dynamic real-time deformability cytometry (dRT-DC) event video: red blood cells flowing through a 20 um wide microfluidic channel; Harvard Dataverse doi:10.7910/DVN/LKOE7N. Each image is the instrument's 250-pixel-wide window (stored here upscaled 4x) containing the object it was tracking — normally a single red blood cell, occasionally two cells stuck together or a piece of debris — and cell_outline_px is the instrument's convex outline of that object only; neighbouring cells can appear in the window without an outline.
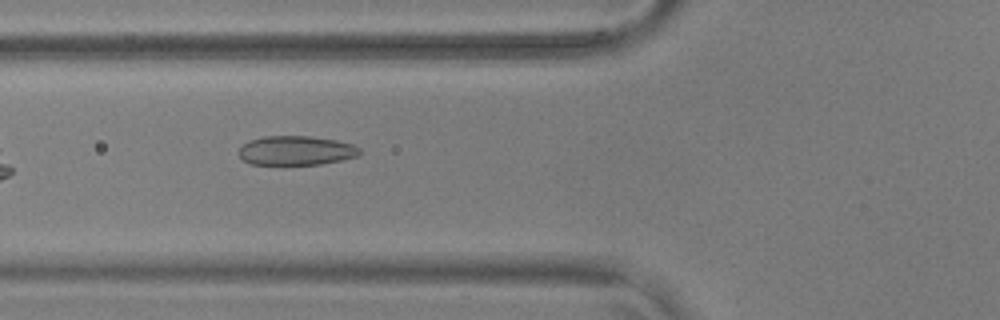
{"species": "common noctule bat (a hibernating species)", "species_latin": "Nyctalus noctula", "temperature_condition": "warm", "stored_images_in_passage": 38, "camera_frame_rate_fps": 3000, "um_per_image_px": 0.085, "animal": {"sex": "male", "body_mass_g": 17.9, "forearm_length_mm": 54.2}, "frame": {"image": 1, "passage_image": 4, "time_ms": 1.0, "image_size_px": [1000, 320], "cell_outline_px": [[360, 156], [320, 164], [252, 164], [244, 160], [240, 156], [240, 148], [248, 140], [264, 136], [312, 136], [336, 140], [352, 144], [360, 148]], "centroid_in_image_um": [25.19, 12.78], "position_along_channel_um": 100.6, "area_um2": 20.52}}
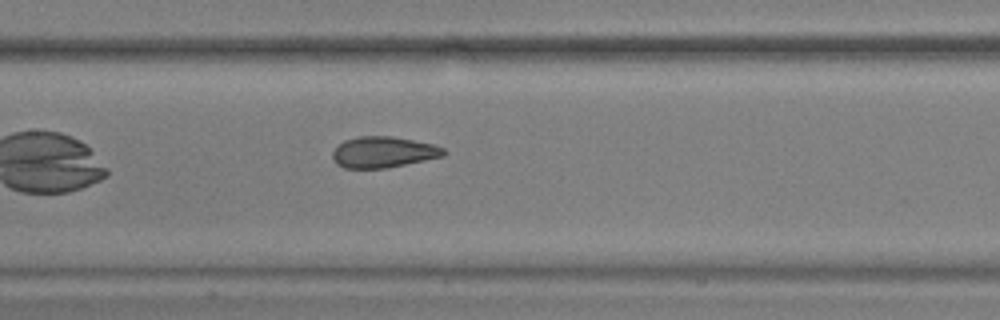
{"frame": {"image": 2, "passage_image": 10, "time_ms": 3.0, "image_size_px": [1000, 320], "cell_outline_px": [[448, 152], [444, 156], [384, 168], [344, 168], [336, 164], [332, 160], [332, 152], [344, 140], [360, 136], [392, 136], [432, 144], [444, 148]], "centroid_in_image_um": [32.56, 12.93], "position_along_channel_um": 174.8, "area_um2": 20.0}}
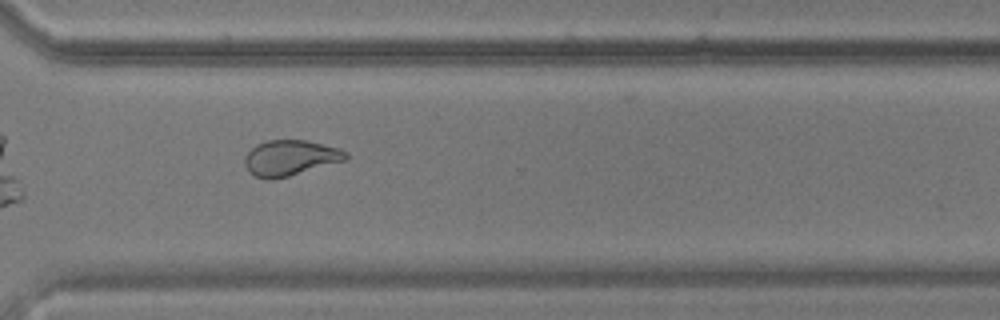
{"frame": {"image": 3, "passage_image": 24, "time_ms": 7.667, "image_size_px": [1000, 320], "cell_outline_px": [[348, 160], [288, 176], [272, 180], [268, 180], [256, 176], [244, 164], [244, 156], [256, 144], [268, 140], [308, 140], [340, 148], [348, 152]], "centroid_in_image_um": [24.71, 13.41], "position_along_channel_um": 345.9, "area_um2": 21.04}, "authors_computed_cell_mechanics": {"area_um2": 21.0103, "velocity_mm_per_s": 3.6713, "shape_relaxation_time_tau1_ms": 5.6991, "shape_relaxation_time_tau2_ms": 1.001, "deformation_change_tau1": 0.1557, "deformation_change_tau2": 0.0817}}